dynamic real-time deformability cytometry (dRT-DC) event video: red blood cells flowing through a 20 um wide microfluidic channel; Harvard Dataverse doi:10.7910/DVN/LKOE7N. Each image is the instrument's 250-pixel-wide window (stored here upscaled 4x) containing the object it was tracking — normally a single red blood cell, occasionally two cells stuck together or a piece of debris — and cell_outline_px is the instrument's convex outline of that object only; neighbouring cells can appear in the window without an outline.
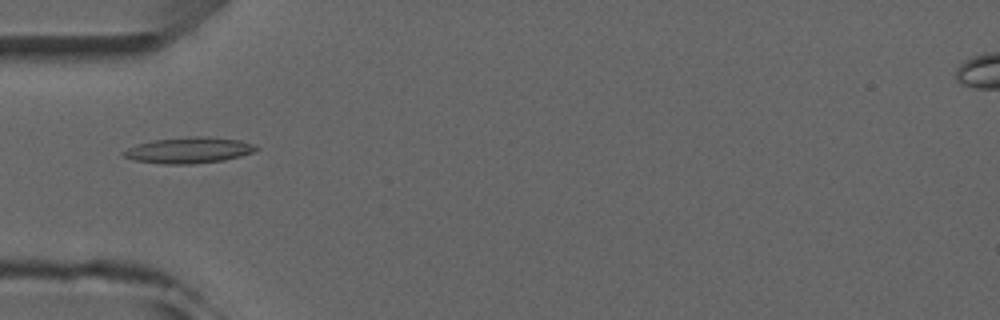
{"species": "common noctule bat (a hibernating species)", "species_latin": "Nyctalus noctula", "temperature_condition": "room temperature", "stored_images_in_passage": 5, "camera_frame_rate_fps": 3000, "um_per_image_px": 0.085, "animal": {"sex": "male", "forearm_length_mm": 52.5}, "frame": {"image": 1, "passage_image": 5, "time_ms": 4.667, "image_size_px": [1000, 320], "cell_outline_px": [[260, 148], [252, 152], [240, 156], [224, 160], [192, 164], [160, 164], [132, 160], [124, 156], [120, 152], [136, 144], [152, 140], [192, 136], [208, 136], [240, 140], [252, 144]], "centroid_in_image_um": [16.01, 12.77], "position_along_channel_um": 69.0, "area_um2": 20.23}}